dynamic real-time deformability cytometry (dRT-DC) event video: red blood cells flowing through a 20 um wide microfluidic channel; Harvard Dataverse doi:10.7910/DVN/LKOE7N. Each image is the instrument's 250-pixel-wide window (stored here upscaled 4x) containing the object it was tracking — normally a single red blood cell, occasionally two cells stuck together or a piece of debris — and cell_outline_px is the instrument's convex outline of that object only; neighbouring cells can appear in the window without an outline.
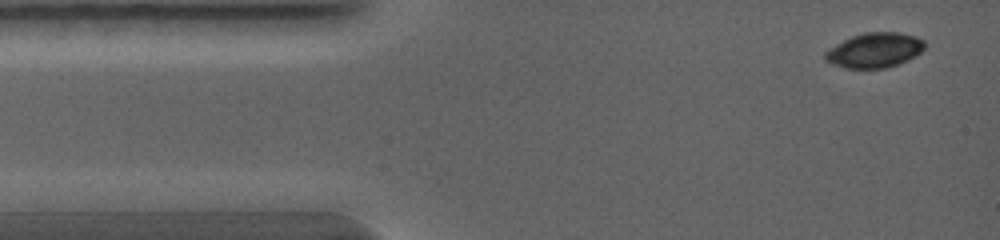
{"species": "common noctule bat (a hibernating species)", "species_latin": "Nyctalus noctula", "temperature_condition": "warm", "stored_images_in_passage": 9, "camera_frame_rate_fps": 5000, "um_per_image_px": 0.085, "animal": {"sex": "female", "body_mass_g": 19.0, "forearm_length_mm": 56.7}, "frame": {"image": 1, "passage_image": 1, "time_ms": 0.0, "image_size_px": [1000, 240], "cell_outline_px": [[924, 48], [916, 56], [908, 60], [888, 68], [844, 68], [832, 64], [824, 60], [824, 52], [828, 48], [852, 36], [864, 32], [896, 32], [916, 36], [924, 40]], "centroid_in_image_um": [74.32, 4.27], "position_along_channel_um": 10.7, "area_um2": 20.35}}
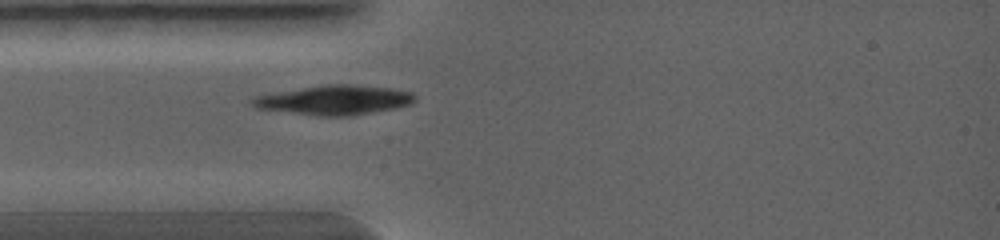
{"frame": {"image": 2, "passage_image": 5, "time_ms": 1.8, "image_size_px": [1000, 240], "cell_outline_px": [[416, 100], [412, 104], [396, 108], [352, 116], [316, 116], [256, 108], [248, 100], [256, 96], [276, 92], [324, 84], [352, 84], [392, 88], [412, 92], [416, 96]], "centroid_in_image_um": [28.45, 8.5], "position_along_channel_um": 56.5, "area_um2": 28.21}}
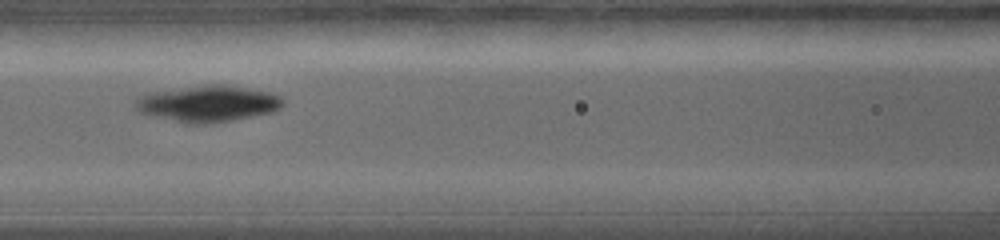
{"frame": {"image": 3, "passage_image": 8, "time_ms": 3.2, "image_size_px": [1000, 240], "cell_outline_px": [[284, 104], [280, 108], [272, 112], [232, 120], [204, 124], [184, 124], [136, 112], [136, 96], [148, 92], [208, 84], [224, 84], [268, 92], [280, 96], [284, 100]], "centroid_in_image_um": [17.61, 8.81], "position_along_channel_um": 149.0, "area_um2": 31.5}}